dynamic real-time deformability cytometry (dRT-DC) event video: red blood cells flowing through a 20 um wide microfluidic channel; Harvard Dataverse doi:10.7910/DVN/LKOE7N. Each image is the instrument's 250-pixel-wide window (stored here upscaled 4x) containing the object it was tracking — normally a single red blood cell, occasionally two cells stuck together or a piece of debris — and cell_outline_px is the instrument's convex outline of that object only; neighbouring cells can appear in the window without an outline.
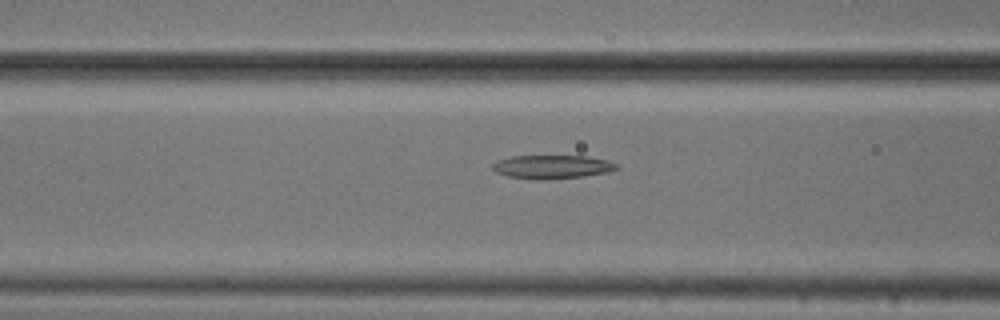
{"species": "common noctule bat (a hibernating species)", "species_latin": "Nyctalus noctula", "temperature_condition": "cold", "stored_images_in_passage": 17, "camera_frame_rate_fps": 3000, "um_per_image_px": 0.085, "animal": {"sex": "male", "body_mass_g": 20.5, "forearm_length_mm": 52.5}, "frame": {"image": 1, "passage_image": 5, "time_ms": 1.333, "image_size_px": [1000, 320], "cell_outline_px": [[620, 168], [608, 172], [584, 176], [544, 180], [536, 180], [508, 176], [496, 172], [492, 168], [492, 164], [496, 160], [512, 156], [584, 156], [608, 160], [620, 164]], "centroid_in_image_um": [46.95, 14.18], "position_along_channel_um": 119.6, "area_um2": 17.22}}
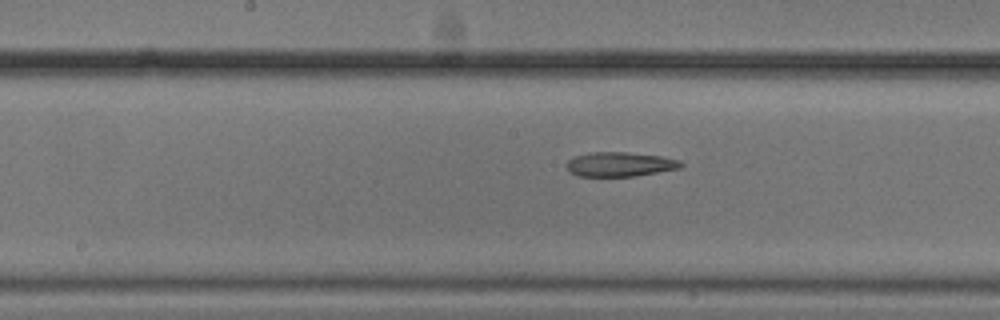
{"frame": {"image": 2, "passage_image": 11, "time_ms": 3.333, "image_size_px": [1000, 320], "cell_outline_px": [[684, 164], [680, 168], [632, 176], [576, 176], [568, 172], [564, 164], [568, 160], [576, 156], [588, 152], [624, 152], [660, 156], [680, 160]], "centroid_in_image_um": [52.62, 13.96], "position_along_channel_um": 195.6, "area_um2": 16.3}}
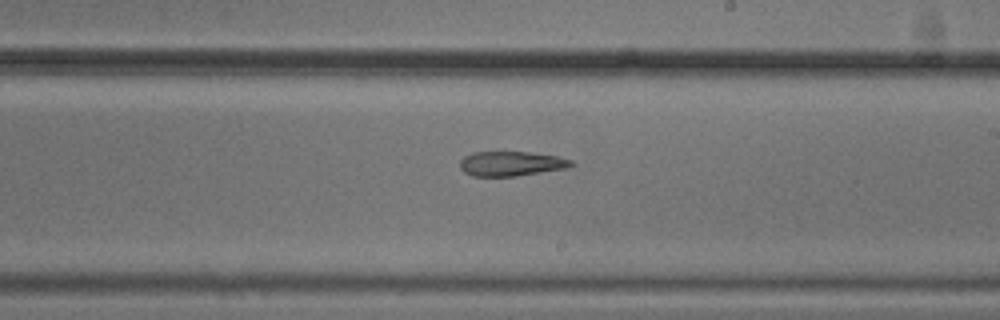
{"frame": {"image": 3, "passage_image": 15, "time_ms": 4.667, "image_size_px": [1000, 320], "cell_outline_px": [[576, 164], [568, 168], [516, 176], [472, 176], [464, 172], [460, 168], [460, 160], [464, 156], [472, 152], [532, 152], [556, 156], [572, 160]], "centroid_in_image_um": [43.46, 13.91], "position_along_channel_um": 245.5, "area_um2": 16.13}}